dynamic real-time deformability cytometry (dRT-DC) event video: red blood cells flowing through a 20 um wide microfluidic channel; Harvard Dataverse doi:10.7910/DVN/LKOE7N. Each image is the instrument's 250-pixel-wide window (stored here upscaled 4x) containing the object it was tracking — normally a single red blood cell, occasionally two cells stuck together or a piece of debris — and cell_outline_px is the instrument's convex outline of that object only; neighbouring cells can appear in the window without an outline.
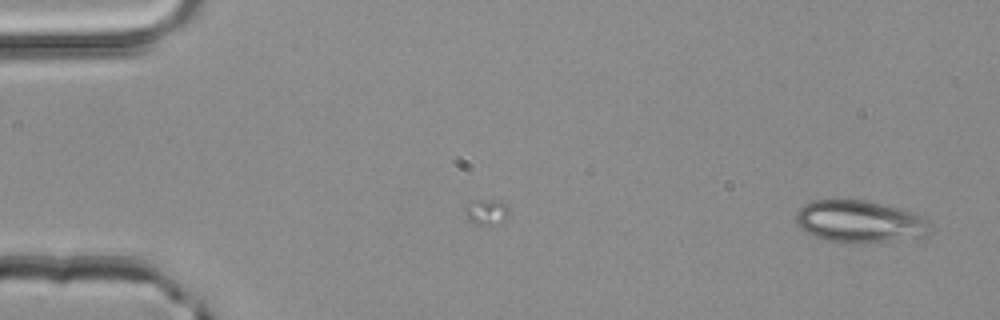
{"species": "common noctule bat (a hibernating species)", "species_latin": "Nyctalus noctula", "temperature_condition": "room temperature", "stored_images_in_passage": 13, "camera_frame_rate_fps": 3000, "um_per_image_px": 0.085, "animal": {"sex": "male", "body_mass_g": 20.4}, "frame": {"image": 1, "passage_image": 13, "time_ms": 4.0, "image_size_px": [1000, 320], "cell_outline_px": [[936, 228], [928, 236], [852, 244], [828, 240], [804, 232], [800, 228], [796, 220], [796, 212], [804, 204], [812, 200], [868, 200], [904, 208], [928, 220]], "centroid_in_image_um": [73.14, 18.82], "position_along_channel_um": 11.9, "area_um2": 33.47}}